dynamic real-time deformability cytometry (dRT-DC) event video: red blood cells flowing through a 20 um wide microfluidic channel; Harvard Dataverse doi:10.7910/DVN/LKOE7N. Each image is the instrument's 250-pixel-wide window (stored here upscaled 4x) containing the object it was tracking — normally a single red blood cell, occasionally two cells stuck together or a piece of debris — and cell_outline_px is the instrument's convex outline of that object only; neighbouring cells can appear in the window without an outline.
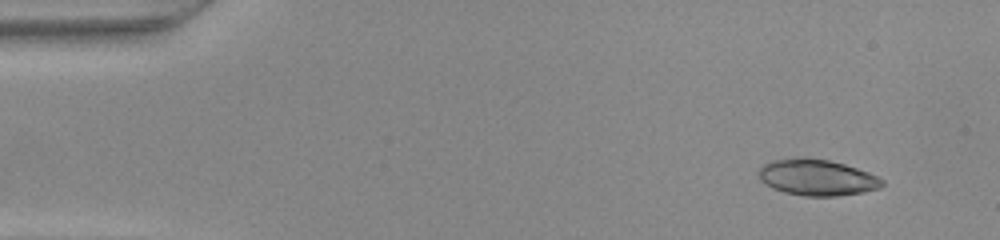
{"species": "common noctule bat (a hibernating species)", "species_latin": "Nyctalus noctula", "temperature_condition": "warm", "stored_images_in_passage": 48, "camera_frame_rate_fps": 3000, "um_per_image_px": 0.085, "animal": {"sex": "female", "body_mass_g": 22.0, "forearm_length_mm": 56.7}, "frame": {"image": 1, "passage_image": 4, "time_ms": 1.0, "image_size_px": [1000, 240], "cell_outline_px": [[884, 184], [880, 188], [864, 192], [836, 196], [804, 196], [784, 192], [772, 188], [760, 180], [760, 168], [764, 164], [772, 160], [796, 156], [804, 156], [828, 160], [844, 164], [868, 172], [884, 180]], "centroid_in_image_um": [69.44, 15.07], "position_along_channel_um": 15.6, "area_um2": 26.18}}
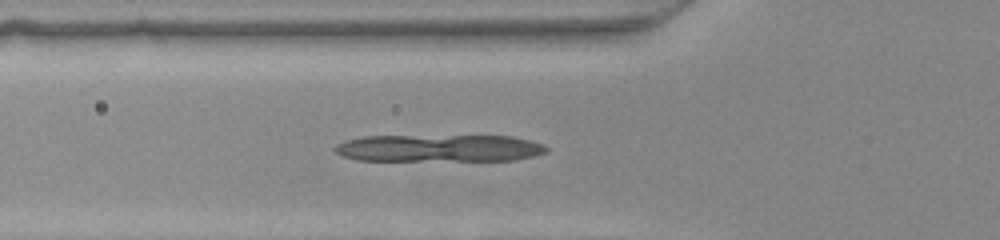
{"frame": {"image": 2, "passage_image": 17, "time_ms": 5.333, "image_size_px": [1000, 240], "cell_outline_px": [[548, 152], [532, 156], [512, 160], [356, 160], [344, 156], [336, 152], [332, 148], [336, 144], [348, 140], [364, 136], [512, 136], [544, 144], [548, 148]], "centroid_in_image_um": [37.33, 12.59], "position_along_channel_um": 88.5, "area_um2": 33.41}}